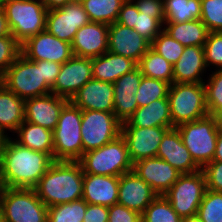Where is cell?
I'll list each match as a JSON object with an SVG mask.
<instances>
[{"mask_svg":"<svg viewBox=\"0 0 222 222\" xmlns=\"http://www.w3.org/2000/svg\"><path fill=\"white\" fill-rule=\"evenodd\" d=\"M113 83L90 79L69 100L81 110L113 112Z\"/></svg>","mask_w":222,"mask_h":222,"instance_id":"7402d4cb","label":"cell"},{"mask_svg":"<svg viewBox=\"0 0 222 222\" xmlns=\"http://www.w3.org/2000/svg\"><path fill=\"white\" fill-rule=\"evenodd\" d=\"M150 47L172 65L178 61L184 50V46L164 30L153 40Z\"/></svg>","mask_w":222,"mask_h":222,"instance_id":"74e56055","label":"cell"},{"mask_svg":"<svg viewBox=\"0 0 222 222\" xmlns=\"http://www.w3.org/2000/svg\"><path fill=\"white\" fill-rule=\"evenodd\" d=\"M109 207L97 204H88L83 222H106L108 221Z\"/></svg>","mask_w":222,"mask_h":222,"instance_id":"c3c4849f","label":"cell"},{"mask_svg":"<svg viewBox=\"0 0 222 222\" xmlns=\"http://www.w3.org/2000/svg\"><path fill=\"white\" fill-rule=\"evenodd\" d=\"M78 162L86 174L120 177L133 170L122 135L98 149L83 153Z\"/></svg>","mask_w":222,"mask_h":222,"instance_id":"277c9868","label":"cell"},{"mask_svg":"<svg viewBox=\"0 0 222 222\" xmlns=\"http://www.w3.org/2000/svg\"><path fill=\"white\" fill-rule=\"evenodd\" d=\"M122 127L174 128L168 97L154 100L146 106L138 107L127 121L122 123Z\"/></svg>","mask_w":222,"mask_h":222,"instance_id":"cb8c5ba5","label":"cell"},{"mask_svg":"<svg viewBox=\"0 0 222 222\" xmlns=\"http://www.w3.org/2000/svg\"><path fill=\"white\" fill-rule=\"evenodd\" d=\"M140 13L151 15L164 25V0H137L134 2Z\"/></svg>","mask_w":222,"mask_h":222,"instance_id":"f6af8a7d","label":"cell"},{"mask_svg":"<svg viewBox=\"0 0 222 222\" xmlns=\"http://www.w3.org/2000/svg\"><path fill=\"white\" fill-rule=\"evenodd\" d=\"M122 123L113 112L82 110L83 153L98 149L121 135Z\"/></svg>","mask_w":222,"mask_h":222,"instance_id":"30bf717a","label":"cell"},{"mask_svg":"<svg viewBox=\"0 0 222 222\" xmlns=\"http://www.w3.org/2000/svg\"><path fill=\"white\" fill-rule=\"evenodd\" d=\"M0 82L24 101L51 93V87L43 78L42 65L22 54L0 77Z\"/></svg>","mask_w":222,"mask_h":222,"instance_id":"8992f818","label":"cell"},{"mask_svg":"<svg viewBox=\"0 0 222 222\" xmlns=\"http://www.w3.org/2000/svg\"><path fill=\"white\" fill-rule=\"evenodd\" d=\"M33 189L47 207L82 199V166L78 161H54Z\"/></svg>","mask_w":222,"mask_h":222,"instance_id":"7a4b0ae2","label":"cell"},{"mask_svg":"<svg viewBox=\"0 0 222 222\" xmlns=\"http://www.w3.org/2000/svg\"><path fill=\"white\" fill-rule=\"evenodd\" d=\"M207 84L204 83L206 106L211 115L215 110L222 107V70H216L209 75Z\"/></svg>","mask_w":222,"mask_h":222,"instance_id":"60d3db41","label":"cell"},{"mask_svg":"<svg viewBox=\"0 0 222 222\" xmlns=\"http://www.w3.org/2000/svg\"><path fill=\"white\" fill-rule=\"evenodd\" d=\"M197 215L202 222H222V192L206 189Z\"/></svg>","mask_w":222,"mask_h":222,"instance_id":"8d00e7d4","label":"cell"},{"mask_svg":"<svg viewBox=\"0 0 222 222\" xmlns=\"http://www.w3.org/2000/svg\"><path fill=\"white\" fill-rule=\"evenodd\" d=\"M209 32L222 31V0H201V19Z\"/></svg>","mask_w":222,"mask_h":222,"instance_id":"ab89813d","label":"cell"},{"mask_svg":"<svg viewBox=\"0 0 222 222\" xmlns=\"http://www.w3.org/2000/svg\"><path fill=\"white\" fill-rule=\"evenodd\" d=\"M53 158L5 137L0 157V187L33 189L47 172Z\"/></svg>","mask_w":222,"mask_h":222,"instance_id":"6da1fadb","label":"cell"},{"mask_svg":"<svg viewBox=\"0 0 222 222\" xmlns=\"http://www.w3.org/2000/svg\"><path fill=\"white\" fill-rule=\"evenodd\" d=\"M145 77L160 79L167 83H173V65L151 47L141 57L137 64Z\"/></svg>","mask_w":222,"mask_h":222,"instance_id":"d6a6232c","label":"cell"},{"mask_svg":"<svg viewBox=\"0 0 222 222\" xmlns=\"http://www.w3.org/2000/svg\"><path fill=\"white\" fill-rule=\"evenodd\" d=\"M181 222H202L198 215L181 218Z\"/></svg>","mask_w":222,"mask_h":222,"instance_id":"11a10c76","label":"cell"},{"mask_svg":"<svg viewBox=\"0 0 222 222\" xmlns=\"http://www.w3.org/2000/svg\"><path fill=\"white\" fill-rule=\"evenodd\" d=\"M108 221L109 222H141V215L117 203L109 207Z\"/></svg>","mask_w":222,"mask_h":222,"instance_id":"bcb514c9","label":"cell"},{"mask_svg":"<svg viewBox=\"0 0 222 222\" xmlns=\"http://www.w3.org/2000/svg\"><path fill=\"white\" fill-rule=\"evenodd\" d=\"M81 120L82 110L68 101L53 131L54 161H78L82 157Z\"/></svg>","mask_w":222,"mask_h":222,"instance_id":"5b68a950","label":"cell"},{"mask_svg":"<svg viewBox=\"0 0 222 222\" xmlns=\"http://www.w3.org/2000/svg\"><path fill=\"white\" fill-rule=\"evenodd\" d=\"M134 1L126 0L123 3L116 22L134 29L151 44L163 26L151 15L140 13Z\"/></svg>","mask_w":222,"mask_h":222,"instance_id":"484cf974","label":"cell"},{"mask_svg":"<svg viewBox=\"0 0 222 222\" xmlns=\"http://www.w3.org/2000/svg\"><path fill=\"white\" fill-rule=\"evenodd\" d=\"M0 222H4V220H3V210H2L1 200H0Z\"/></svg>","mask_w":222,"mask_h":222,"instance_id":"9f6ffc18","label":"cell"},{"mask_svg":"<svg viewBox=\"0 0 222 222\" xmlns=\"http://www.w3.org/2000/svg\"><path fill=\"white\" fill-rule=\"evenodd\" d=\"M4 139L5 137L2 134H0V157H1V147H2Z\"/></svg>","mask_w":222,"mask_h":222,"instance_id":"6f0895ef","label":"cell"},{"mask_svg":"<svg viewBox=\"0 0 222 222\" xmlns=\"http://www.w3.org/2000/svg\"><path fill=\"white\" fill-rule=\"evenodd\" d=\"M4 222H47L48 207L34 189L0 187Z\"/></svg>","mask_w":222,"mask_h":222,"instance_id":"ba28073f","label":"cell"},{"mask_svg":"<svg viewBox=\"0 0 222 222\" xmlns=\"http://www.w3.org/2000/svg\"><path fill=\"white\" fill-rule=\"evenodd\" d=\"M213 161L222 162V130H219V129H218V136H217V143H216V151H215Z\"/></svg>","mask_w":222,"mask_h":222,"instance_id":"816d5d0a","label":"cell"},{"mask_svg":"<svg viewBox=\"0 0 222 222\" xmlns=\"http://www.w3.org/2000/svg\"><path fill=\"white\" fill-rule=\"evenodd\" d=\"M48 8L45 0H7L3 10L11 34L20 44L45 31Z\"/></svg>","mask_w":222,"mask_h":222,"instance_id":"3957f363","label":"cell"},{"mask_svg":"<svg viewBox=\"0 0 222 222\" xmlns=\"http://www.w3.org/2000/svg\"><path fill=\"white\" fill-rule=\"evenodd\" d=\"M142 76L141 70L137 66L131 72L118 78L115 83H113V89L138 90Z\"/></svg>","mask_w":222,"mask_h":222,"instance_id":"7dc6e473","label":"cell"},{"mask_svg":"<svg viewBox=\"0 0 222 222\" xmlns=\"http://www.w3.org/2000/svg\"><path fill=\"white\" fill-rule=\"evenodd\" d=\"M137 67V63L128 57L106 52L92 58L93 79L115 83L124 74Z\"/></svg>","mask_w":222,"mask_h":222,"instance_id":"4316f807","label":"cell"},{"mask_svg":"<svg viewBox=\"0 0 222 222\" xmlns=\"http://www.w3.org/2000/svg\"><path fill=\"white\" fill-rule=\"evenodd\" d=\"M206 68L204 46L184 47L173 65V83H206L201 78Z\"/></svg>","mask_w":222,"mask_h":222,"instance_id":"d4e9b609","label":"cell"},{"mask_svg":"<svg viewBox=\"0 0 222 222\" xmlns=\"http://www.w3.org/2000/svg\"><path fill=\"white\" fill-rule=\"evenodd\" d=\"M164 31L184 47L204 46L209 31L200 20H192L182 23H165Z\"/></svg>","mask_w":222,"mask_h":222,"instance_id":"f546056e","label":"cell"},{"mask_svg":"<svg viewBox=\"0 0 222 222\" xmlns=\"http://www.w3.org/2000/svg\"><path fill=\"white\" fill-rule=\"evenodd\" d=\"M133 171L158 195H164L182 175L161 158H145L133 163Z\"/></svg>","mask_w":222,"mask_h":222,"instance_id":"2e32d148","label":"cell"},{"mask_svg":"<svg viewBox=\"0 0 222 222\" xmlns=\"http://www.w3.org/2000/svg\"><path fill=\"white\" fill-rule=\"evenodd\" d=\"M21 54L30 61L45 60L59 64L74 56L70 43L58 39L46 30L22 43Z\"/></svg>","mask_w":222,"mask_h":222,"instance_id":"4fadbf2b","label":"cell"},{"mask_svg":"<svg viewBox=\"0 0 222 222\" xmlns=\"http://www.w3.org/2000/svg\"><path fill=\"white\" fill-rule=\"evenodd\" d=\"M49 6H57L64 3L79 2L81 0H45Z\"/></svg>","mask_w":222,"mask_h":222,"instance_id":"db71d44e","label":"cell"},{"mask_svg":"<svg viewBox=\"0 0 222 222\" xmlns=\"http://www.w3.org/2000/svg\"><path fill=\"white\" fill-rule=\"evenodd\" d=\"M108 29V24L100 22H89L82 26L71 43L73 54L94 58L108 52Z\"/></svg>","mask_w":222,"mask_h":222,"instance_id":"44dd1931","label":"cell"},{"mask_svg":"<svg viewBox=\"0 0 222 222\" xmlns=\"http://www.w3.org/2000/svg\"><path fill=\"white\" fill-rule=\"evenodd\" d=\"M206 180L202 170L182 174L164 194L172 209L181 217L197 215L198 207L206 191Z\"/></svg>","mask_w":222,"mask_h":222,"instance_id":"8fae6325","label":"cell"},{"mask_svg":"<svg viewBox=\"0 0 222 222\" xmlns=\"http://www.w3.org/2000/svg\"><path fill=\"white\" fill-rule=\"evenodd\" d=\"M6 2H7V0H0V9L4 8V5Z\"/></svg>","mask_w":222,"mask_h":222,"instance_id":"680465c9","label":"cell"},{"mask_svg":"<svg viewBox=\"0 0 222 222\" xmlns=\"http://www.w3.org/2000/svg\"><path fill=\"white\" fill-rule=\"evenodd\" d=\"M69 100L53 93L24 101L25 121L54 131L59 114Z\"/></svg>","mask_w":222,"mask_h":222,"instance_id":"d6986e66","label":"cell"},{"mask_svg":"<svg viewBox=\"0 0 222 222\" xmlns=\"http://www.w3.org/2000/svg\"><path fill=\"white\" fill-rule=\"evenodd\" d=\"M38 65H42V73L43 78L46 83L52 87L55 84L56 78L60 72V68L62 64L52 62V61H45L39 60L35 61Z\"/></svg>","mask_w":222,"mask_h":222,"instance_id":"681fc988","label":"cell"},{"mask_svg":"<svg viewBox=\"0 0 222 222\" xmlns=\"http://www.w3.org/2000/svg\"><path fill=\"white\" fill-rule=\"evenodd\" d=\"M90 79H93L92 58L74 55L61 65L51 93L70 100Z\"/></svg>","mask_w":222,"mask_h":222,"instance_id":"5bb4252c","label":"cell"},{"mask_svg":"<svg viewBox=\"0 0 222 222\" xmlns=\"http://www.w3.org/2000/svg\"><path fill=\"white\" fill-rule=\"evenodd\" d=\"M183 144L187 147L195 163L202 169L213 161L218 136L214 118H204L178 125Z\"/></svg>","mask_w":222,"mask_h":222,"instance_id":"9c48e42d","label":"cell"},{"mask_svg":"<svg viewBox=\"0 0 222 222\" xmlns=\"http://www.w3.org/2000/svg\"><path fill=\"white\" fill-rule=\"evenodd\" d=\"M170 85V83L160 79L142 76L136 93L138 107H143L154 100L168 97Z\"/></svg>","mask_w":222,"mask_h":222,"instance_id":"e575fe53","label":"cell"},{"mask_svg":"<svg viewBox=\"0 0 222 222\" xmlns=\"http://www.w3.org/2000/svg\"><path fill=\"white\" fill-rule=\"evenodd\" d=\"M158 194L133 170L119 177L118 204L143 214Z\"/></svg>","mask_w":222,"mask_h":222,"instance_id":"ac0fdd59","label":"cell"},{"mask_svg":"<svg viewBox=\"0 0 222 222\" xmlns=\"http://www.w3.org/2000/svg\"><path fill=\"white\" fill-rule=\"evenodd\" d=\"M156 157L163 159L182 174L201 170L183 144L176 127L168 129L164 133Z\"/></svg>","mask_w":222,"mask_h":222,"instance_id":"ffe728a7","label":"cell"},{"mask_svg":"<svg viewBox=\"0 0 222 222\" xmlns=\"http://www.w3.org/2000/svg\"><path fill=\"white\" fill-rule=\"evenodd\" d=\"M169 128L163 127H122L121 135L125 139L132 163L157 156L159 144Z\"/></svg>","mask_w":222,"mask_h":222,"instance_id":"9a60e30c","label":"cell"},{"mask_svg":"<svg viewBox=\"0 0 222 222\" xmlns=\"http://www.w3.org/2000/svg\"><path fill=\"white\" fill-rule=\"evenodd\" d=\"M119 177L83 173L82 198L88 204L111 207L118 203Z\"/></svg>","mask_w":222,"mask_h":222,"instance_id":"603a6c76","label":"cell"},{"mask_svg":"<svg viewBox=\"0 0 222 222\" xmlns=\"http://www.w3.org/2000/svg\"><path fill=\"white\" fill-rule=\"evenodd\" d=\"M141 222H181L164 195H158L141 215Z\"/></svg>","mask_w":222,"mask_h":222,"instance_id":"d590c367","label":"cell"},{"mask_svg":"<svg viewBox=\"0 0 222 222\" xmlns=\"http://www.w3.org/2000/svg\"><path fill=\"white\" fill-rule=\"evenodd\" d=\"M204 56L207 67L215 65L222 70V31L209 32L204 44Z\"/></svg>","mask_w":222,"mask_h":222,"instance_id":"b9f144b4","label":"cell"},{"mask_svg":"<svg viewBox=\"0 0 222 222\" xmlns=\"http://www.w3.org/2000/svg\"><path fill=\"white\" fill-rule=\"evenodd\" d=\"M11 31L3 9H0V37L10 36Z\"/></svg>","mask_w":222,"mask_h":222,"instance_id":"f907efd6","label":"cell"},{"mask_svg":"<svg viewBox=\"0 0 222 222\" xmlns=\"http://www.w3.org/2000/svg\"><path fill=\"white\" fill-rule=\"evenodd\" d=\"M150 46L151 44L134 29L117 22L109 25V52L128 57L138 64Z\"/></svg>","mask_w":222,"mask_h":222,"instance_id":"e0dca14e","label":"cell"},{"mask_svg":"<svg viewBox=\"0 0 222 222\" xmlns=\"http://www.w3.org/2000/svg\"><path fill=\"white\" fill-rule=\"evenodd\" d=\"M211 116L214 118L215 125L219 130H222V107L215 110Z\"/></svg>","mask_w":222,"mask_h":222,"instance_id":"f5cc1de1","label":"cell"},{"mask_svg":"<svg viewBox=\"0 0 222 222\" xmlns=\"http://www.w3.org/2000/svg\"><path fill=\"white\" fill-rule=\"evenodd\" d=\"M205 175L206 188L222 192V162L211 161L201 169Z\"/></svg>","mask_w":222,"mask_h":222,"instance_id":"ee69618b","label":"cell"},{"mask_svg":"<svg viewBox=\"0 0 222 222\" xmlns=\"http://www.w3.org/2000/svg\"><path fill=\"white\" fill-rule=\"evenodd\" d=\"M126 0H81L90 22L113 24Z\"/></svg>","mask_w":222,"mask_h":222,"instance_id":"1f68e13d","label":"cell"},{"mask_svg":"<svg viewBox=\"0 0 222 222\" xmlns=\"http://www.w3.org/2000/svg\"><path fill=\"white\" fill-rule=\"evenodd\" d=\"M168 99L174 127L209 115L204 83H172Z\"/></svg>","mask_w":222,"mask_h":222,"instance_id":"52a82bcc","label":"cell"},{"mask_svg":"<svg viewBox=\"0 0 222 222\" xmlns=\"http://www.w3.org/2000/svg\"><path fill=\"white\" fill-rule=\"evenodd\" d=\"M20 54L21 44L12 34L10 36L0 37V77Z\"/></svg>","mask_w":222,"mask_h":222,"instance_id":"7bdbcfd3","label":"cell"},{"mask_svg":"<svg viewBox=\"0 0 222 222\" xmlns=\"http://www.w3.org/2000/svg\"><path fill=\"white\" fill-rule=\"evenodd\" d=\"M16 142L35 151L49 154L54 160L53 131L24 120L15 132Z\"/></svg>","mask_w":222,"mask_h":222,"instance_id":"f1b7e54d","label":"cell"},{"mask_svg":"<svg viewBox=\"0 0 222 222\" xmlns=\"http://www.w3.org/2000/svg\"><path fill=\"white\" fill-rule=\"evenodd\" d=\"M114 90V110L115 117L121 122L127 119L138 108L136 93L137 90L113 89Z\"/></svg>","mask_w":222,"mask_h":222,"instance_id":"f35d334b","label":"cell"},{"mask_svg":"<svg viewBox=\"0 0 222 222\" xmlns=\"http://www.w3.org/2000/svg\"><path fill=\"white\" fill-rule=\"evenodd\" d=\"M24 120V100L0 82V134L7 137L5 129L15 133Z\"/></svg>","mask_w":222,"mask_h":222,"instance_id":"83f0119b","label":"cell"},{"mask_svg":"<svg viewBox=\"0 0 222 222\" xmlns=\"http://www.w3.org/2000/svg\"><path fill=\"white\" fill-rule=\"evenodd\" d=\"M201 19V0H164V23Z\"/></svg>","mask_w":222,"mask_h":222,"instance_id":"4dcf8cb0","label":"cell"},{"mask_svg":"<svg viewBox=\"0 0 222 222\" xmlns=\"http://www.w3.org/2000/svg\"><path fill=\"white\" fill-rule=\"evenodd\" d=\"M88 203L82 198L48 207L47 222H83Z\"/></svg>","mask_w":222,"mask_h":222,"instance_id":"836d02e7","label":"cell"},{"mask_svg":"<svg viewBox=\"0 0 222 222\" xmlns=\"http://www.w3.org/2000/svg\"><path fill=\"white\" fill-rule=\"evenodd\" d=\"M90 22L81 2L49 6L45 30L60 40L72 43L76 32Z\"/></svg>","mask_w":222,"mask_h":222,"instance_id":"7c38bea8","label":"cell"}]
</instances>
